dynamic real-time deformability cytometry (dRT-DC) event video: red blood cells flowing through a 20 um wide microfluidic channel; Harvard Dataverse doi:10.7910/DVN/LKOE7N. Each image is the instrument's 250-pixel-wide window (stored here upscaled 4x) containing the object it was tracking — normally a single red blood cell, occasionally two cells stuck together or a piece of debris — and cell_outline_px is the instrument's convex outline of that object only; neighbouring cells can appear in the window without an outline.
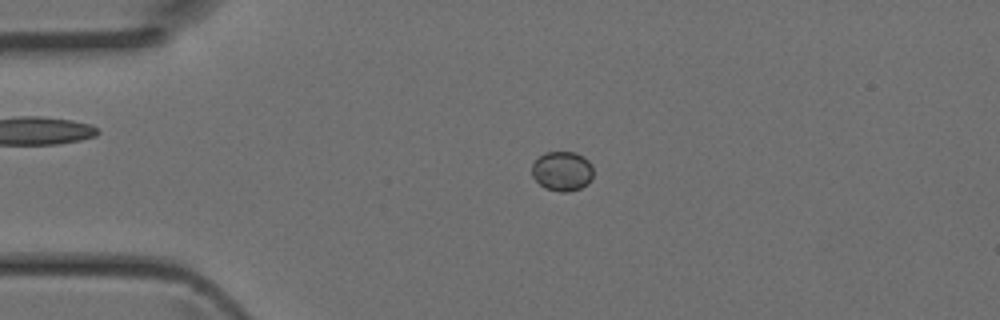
{"species": "Egyptian fruit bat (a non-hibernating species)", "species_latin": "Rousettus aegyptiacus", "temperature_condition": "room temperature", "stored_images_in_passage": 44, "camera_frame_rate_fps": 3000, "um_per_image_px": 0.085, "animal": {"sex": "female"}, "frame": {"image": 1, "passage_image": 10, "time_ms": 3.0, "image_size_px": [1000, 320], "cell_outline_px": [[592, 176], [588, 184], [580, 188], [568, 192], [560, 192], [544, 188], [532, 176], [532, 164], [544, 152], [576, 152], [584, 156], [592, 164]], "centroid_in_image_um": [47.79, 14.54], "position_along_channel_um": 37.2, "area_um2": 14.28}}
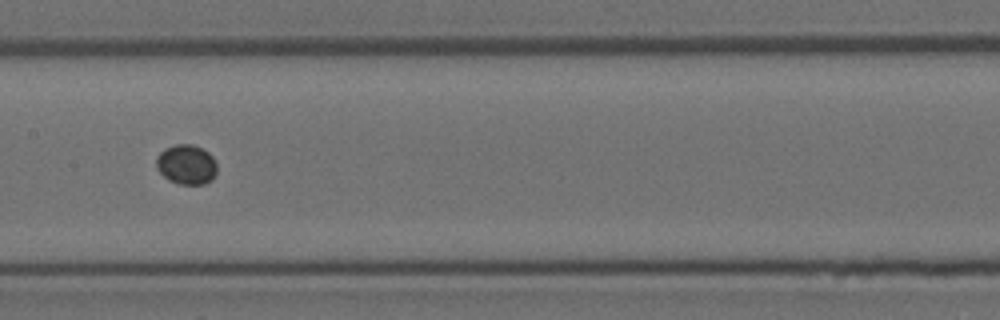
{"frame": {"image": 2, "passage_image": 22, "time_ms": 7.0, "image_size_px": [1000, 320], "cell_outline_px": [[216, 172], [212, 180], [204, 184], [180, 184], [168, 180], [156, 168], [156, 156], [164, 148], [176, 144], [192, 144], [208, 152], [212, 156], [216, 164]], "centroid_in_image_um": [15.83, 13.98], "position_along_channel_um": 191.6, "area_um2": 14.1}}
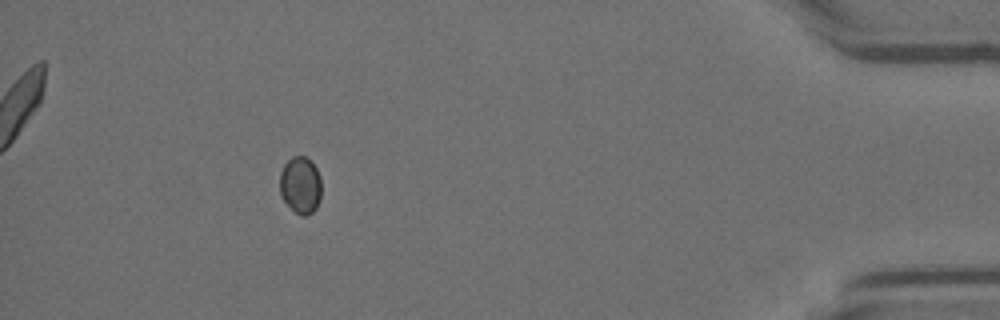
{"frame": {"image": 3, "passage_image": 40, "time_ms": 13.0, "image_size_px": [1000, 320], "cell_outline_px": [[320, 200], [316, 208], [312, 212], [304, 216], [300, 216], [280, 196], [280, 172], [284, 164], [292, 156], [304, 156], [316, 168], [320, 176]], "centroid_in_image_um": [25.53, 15.74], "position_along_channel_um": 409.7, "area_um2": 13.7}}